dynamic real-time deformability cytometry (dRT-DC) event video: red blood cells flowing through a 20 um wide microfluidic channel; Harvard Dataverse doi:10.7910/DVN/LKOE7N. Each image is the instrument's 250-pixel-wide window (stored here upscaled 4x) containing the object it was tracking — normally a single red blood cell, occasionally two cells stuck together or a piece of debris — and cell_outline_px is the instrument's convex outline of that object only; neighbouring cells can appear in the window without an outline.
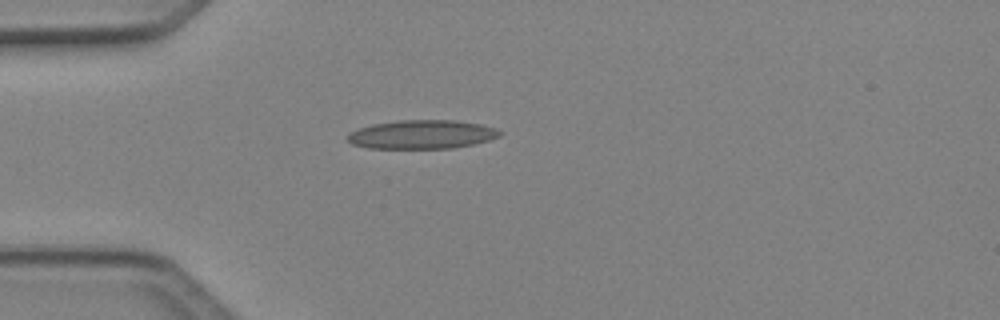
{"species": "Egyptian fruit bat (a non-hibernating species)", "species_latin": "Rousettus aegyptiacus", "temperature_condition": "cold", "stored_images_in_passage": 4, "camera_frame_rate_fps": 3000, "um_per_image_px": 0.085, "animal": {"sex": "female"}, "frame": {"image": 1, "passage_image": 4, "time_ms": 1.0, "image_size_px": [1000, 320], "cell_outline_px": [[500, 136], [488, 140], [472, 144], [452, 148], [368, 148], [352, 144], [348, 140], [348, 132], [372, 124], [396, 120], [456, 120], [480, 124], [496, 128], [500, 132]], "centroid_in_image_um": [35.84, 11.42], "position_along_channel_um": 49.2, "area_um2": 25.43}}